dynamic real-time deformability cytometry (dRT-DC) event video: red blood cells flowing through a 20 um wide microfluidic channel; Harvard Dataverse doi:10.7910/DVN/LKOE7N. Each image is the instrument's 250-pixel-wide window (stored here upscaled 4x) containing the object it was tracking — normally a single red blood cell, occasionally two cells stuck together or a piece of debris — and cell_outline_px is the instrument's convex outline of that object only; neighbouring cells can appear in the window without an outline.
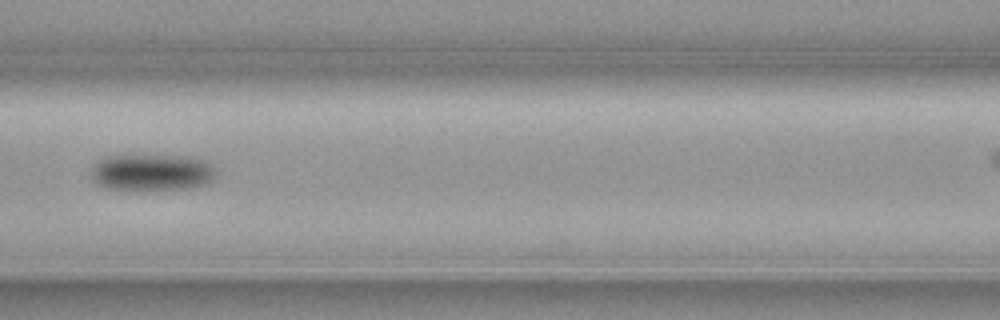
{"species": "common noctule bat (a hibernating species)", "species_latin": "Nyctalus noctula", "temperature_condition": "cold", "stored_images_in_passage": 9, "camera_frame_rate_fps": 3000, "um_per_image_px": 0.085, "animal": {"sex": "female", "body_mass_g": 19.3, "forearm_length_mm": 54.1}, "frame": {"image": 1, "passage_image": 6, "time_ms": 1.667, "image_size_px": [1000, 320], "cell_outline_px": [[220, 172], [208, 184], [192, 188], [140, 192], [104, 188], [96, 184], [88, 176], [96, 160], [108, 156], [188, 156], [208, 160]], "centroid_in_image_um": [12.93, 14.69], "position_along_channel_um": 153.7, "area_um2": 28.09}}